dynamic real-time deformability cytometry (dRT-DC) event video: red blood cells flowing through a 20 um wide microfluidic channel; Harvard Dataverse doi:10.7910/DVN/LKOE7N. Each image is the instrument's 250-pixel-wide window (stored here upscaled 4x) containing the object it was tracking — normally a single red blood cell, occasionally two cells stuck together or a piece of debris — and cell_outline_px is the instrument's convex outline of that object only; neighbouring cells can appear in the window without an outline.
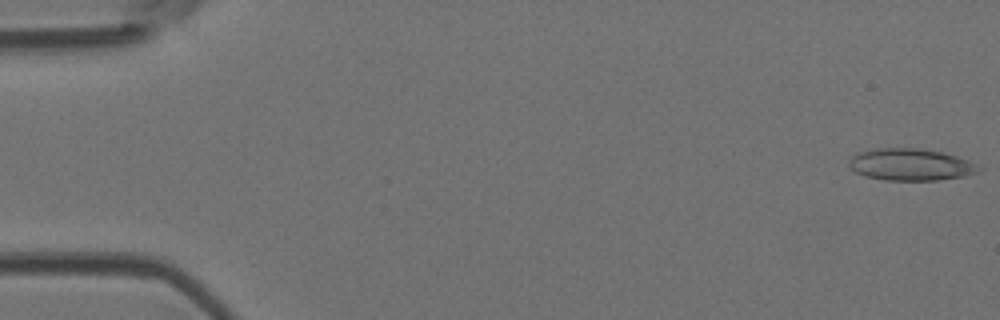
{"species": "Egyptian fruit bat (a non-hibernating species)", "species_latin": "Rousettus aegyptiacus", "temperature_condition": "room temperature", "stored_images_in_passage": 12, "camera_frame_rate_fps": 3000, "um_per_image_px": 0.085, "animal": {"sex": "female"}, "frame": {"image": 1, "passage_image": 1, "time_ms": 0.0, "image_size_px": [1000, 320], "cell_outline_px": [[984, 168], [980, 172], [964, 176], [936, 180], [884, 180], [864, 176], [856, 172], [848, 164], [852, 156], [860, 152], [880, 148], [920, 148], [944, 152], [968, 160]], "centroid_in_image_um": [77.45, 13.99], "position_along_channel_um": 7.5, "area_um2": 24.16}}